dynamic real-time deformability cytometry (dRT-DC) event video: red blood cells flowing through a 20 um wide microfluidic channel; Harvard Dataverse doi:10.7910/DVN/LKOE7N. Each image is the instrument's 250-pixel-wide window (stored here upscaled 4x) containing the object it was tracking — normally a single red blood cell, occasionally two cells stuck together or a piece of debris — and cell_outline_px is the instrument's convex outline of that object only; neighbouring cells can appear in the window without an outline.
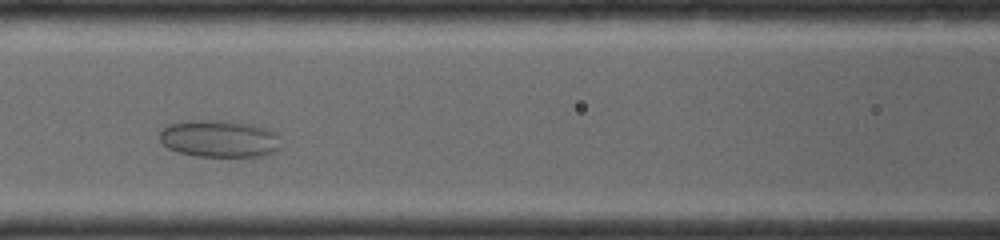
{"species": "common noctule bat (a hibernating species)", "species_latin": "Nyctalus noctula", "temperature_condition": "room temperature", "stored_images_in_passage": 8, "camera_frame_rate_fps": 4000, "um_per_image_px": 0.085, "animal": {"sex": "female", "body_mass_g": 19.0, "forearm_length_mm": 56.7}, "frame": {"image": 1, "passage_image": 5, "time_ms": 2.25, "image_size_px": [1000, 240], "cell_outline_px": [[280, 148], [276, 152], [268, 156], [196, 156], [180, 152], [168, 148], [160, 140], [160, 132], [168, 124], [192, 120], [228, 120], [256, 124], [268, 128], [276, 132], [280, 136]], "centroid_in_image_um": [18.73, 11.78], "position_along_channel_um": 147.9, "area_um2": 26.76}}
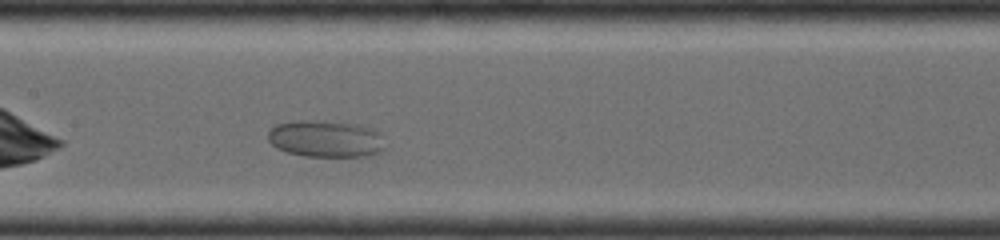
{"frame": {"image": 2, "passage_image": 6, "time_ms": 3.0, "image_size_px": [1000, 240], "cell_outline_px": [[384, 148], [380, 152], [364, 156], [304, 156], [288, 152], [276, 148], [268, 140], [268, 132], [276, 124], [300, 120], [352, 124], [372, 128], [380, 132]], "centroid_in_image_um": [27.67, 11.81], "position_along_channel_um": 179.7, "area_um2": 24.74}}
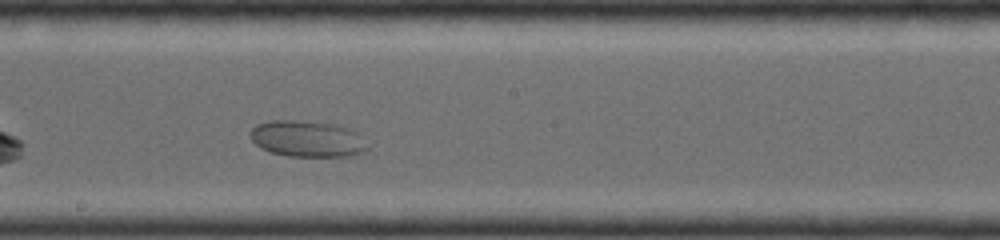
{"frame": {"image": 3, "passage_image": 8, "time_ms": 4.0, "image_size_px": [1000, 240], "cell_outline_px": [[368, 148], [364, 152], [356, 156], [288, 156], [272, 152], [260, 148], [252, 140], [252, 128], [256, 124], [272, 120], [292, 120], [336, 124], [352, 128], [356, 132]], "centroid_in_image_um": [26.14, 11.8], "position_along_channel_um": 222.1, "area_um2": 24.68}}